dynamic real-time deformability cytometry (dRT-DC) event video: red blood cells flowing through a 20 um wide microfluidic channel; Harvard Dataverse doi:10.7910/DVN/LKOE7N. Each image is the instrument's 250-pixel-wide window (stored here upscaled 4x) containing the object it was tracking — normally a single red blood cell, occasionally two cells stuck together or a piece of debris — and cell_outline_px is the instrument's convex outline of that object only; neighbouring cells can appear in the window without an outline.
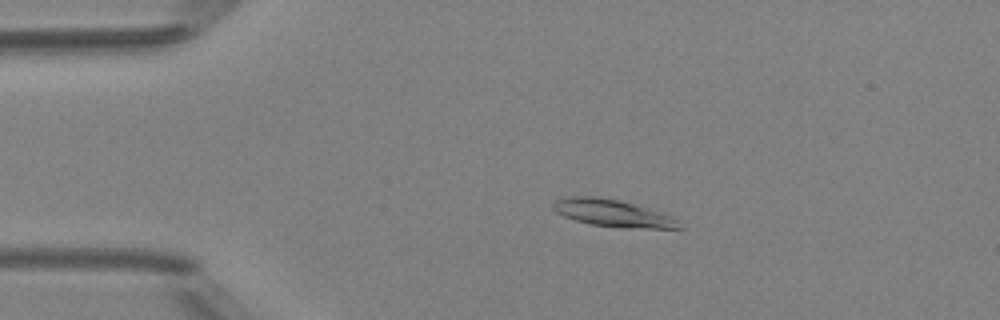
{"species": "Egyptian fruit bat (a non-hibernating species)", "species_latin": "Rousettus aegyptiacus", "temperature_condition": "room temperature", "stored_images_in_passage": 50, "camera_frame_rate_fps": 3000, "um_per_image_px": 0.085, "animal": {"sex": "female"}, "frame": {"image": 1, "passage_image": 11, "time_ms": 3.333, "image_size_px": [1000, 320], "cell_outline_px": [[684, 228], [628, 228], [592, 224], [576, 220], [564, 216], [556, 212], [552, 208], [552, 204], [556, 200], [564, 196], [600, 196], [620, 200], [668, 216], [676, 220]], "centroid_in_image_um": [51.98, 18.1], "position_along_channel_um": 33.0, "area_um2": 19.48}}
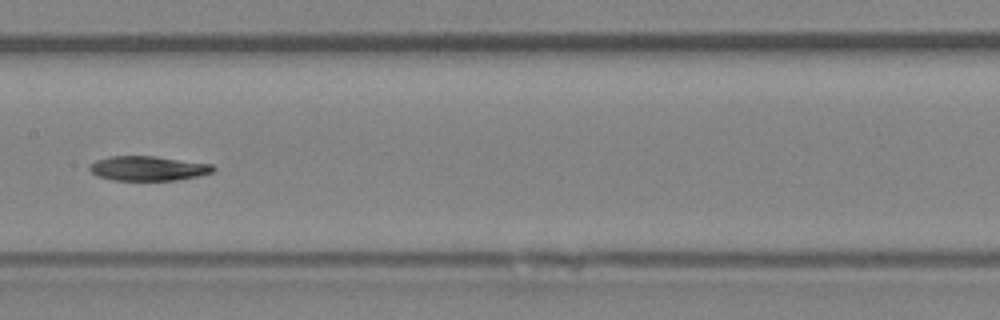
{"frame": {"image": 2, "passage_image": 26, "time_ms": 8.333, "image_size_px": [1000, 320], "cell_outline_px": [[216, 168], [212, 172], [196, 176], [176, 180], [112, 180], [96, 176], [88, 168], [88, 164], [96, 160], [112, 156], [156, 156], [212, 164]], "centroid_in_image_um": [12.55, 14.31], "position_along_channel_um": 194.9, "area_um2": 17.74}}
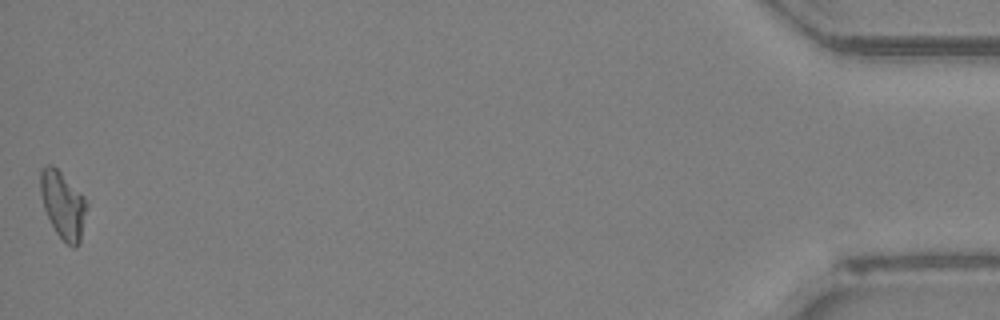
{"frame": {"image": 3, "passage_image": 50, "time_ms": 16.333, "image_size_px": [1000, 320], "cell_outline_px": [[88, 208], [80, 240], [76, 248], [72, 248], [56, 232], [44, 208], [40, 192], [40, 172], [48, 164], [52, 164], [80, 192], [88, 204]], "centroid_in_image_um": [5.37, 17.43], "position_along_channel_um": 429.8, "area_um2": 17.86}, "authors_computed_cell_mechanics": {"area_um2": 18.5249, "velocity_mm_per_s": 4.1705, "shape_relaxation_time_tau1_ms": 8.1788, "shape_relaxation_time_tau2_ms": null, "deformation_change_tau1": 0.2224, "deformation_change_tau2": null}}